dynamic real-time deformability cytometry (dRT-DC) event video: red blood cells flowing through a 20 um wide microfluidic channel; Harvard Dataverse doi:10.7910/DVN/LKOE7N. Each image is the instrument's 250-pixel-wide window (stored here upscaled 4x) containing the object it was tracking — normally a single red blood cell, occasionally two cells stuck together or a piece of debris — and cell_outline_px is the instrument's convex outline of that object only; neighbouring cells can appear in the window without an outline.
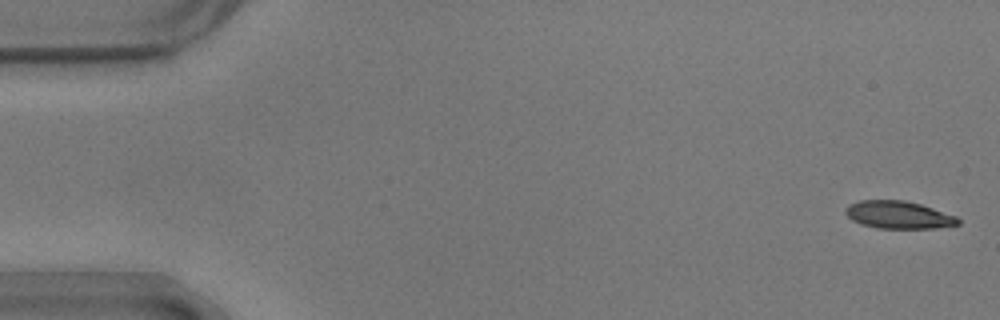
{"species": "common noctule bat (a hibernating species)", "species_latin": "Nyctalus noctula", "temperature_condition": "warm", "stored_images_in_passage": 14, "camera_frame_rate_fps": 3000, "um_per_image_px": 0.085, "animal": {"sex": "male", "body_mass_g": 17.9}, "frame": {"image": 1, "passage_image": 2, "time_ms": 0.333, "image_size_px": [1000, 320], "cell_outline_px": [[960, 224], [936, 228], [876, 228], [860, 224], [852, 220], [844, 212], [844, 208], [848, 204], [860, 200], [904, 200], [920, 204], [956, 216], [960, 220]], "centroid_in_image_um": [76.33, 18.26], "position_along_channel_um": 8.7, "area_um2": 18.15}}